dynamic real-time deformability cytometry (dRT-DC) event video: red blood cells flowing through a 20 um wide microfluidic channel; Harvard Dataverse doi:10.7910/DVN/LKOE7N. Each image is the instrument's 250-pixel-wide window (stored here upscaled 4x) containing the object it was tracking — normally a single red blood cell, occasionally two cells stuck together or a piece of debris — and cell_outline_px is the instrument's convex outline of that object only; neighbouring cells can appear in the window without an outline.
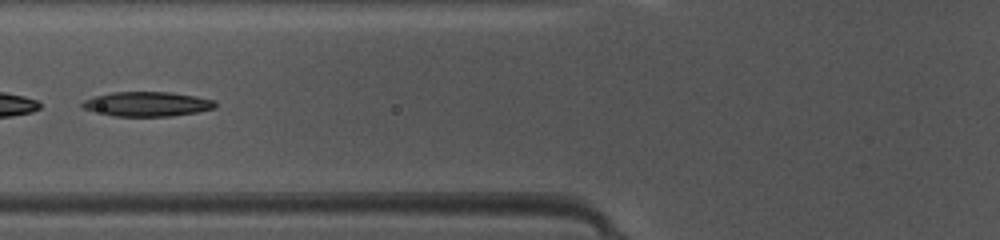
{"species": "common noctule bat (a hibernating species)", "species_latin": "Nyctalus noctula", "temperature_condition": "warm", "stored_images_in_passage": 35, "camera_frame_rate_fps": 3000, "um_per_image_px": 0.085, "animal": {"sex": "female", "body_mass_g": 10.0, "forearm_length_mm": 53.1}, "frame": {"image": 1, "passage_image": 6, "time_ms": 1.667, "image_size_px": [1000, 240], "cell_outline_px": [[216, 108], [196, 112], [172, 116], [116, 116], [84, 108], [80, 104], [84, 100], [92, 96], [112, 92], [168, 92], [196, 96], [216, 100]], "centroid_in_image_um": [12.54, 8.83], "position_along_channel_um": 113.3, "area_um2": 18.96}}